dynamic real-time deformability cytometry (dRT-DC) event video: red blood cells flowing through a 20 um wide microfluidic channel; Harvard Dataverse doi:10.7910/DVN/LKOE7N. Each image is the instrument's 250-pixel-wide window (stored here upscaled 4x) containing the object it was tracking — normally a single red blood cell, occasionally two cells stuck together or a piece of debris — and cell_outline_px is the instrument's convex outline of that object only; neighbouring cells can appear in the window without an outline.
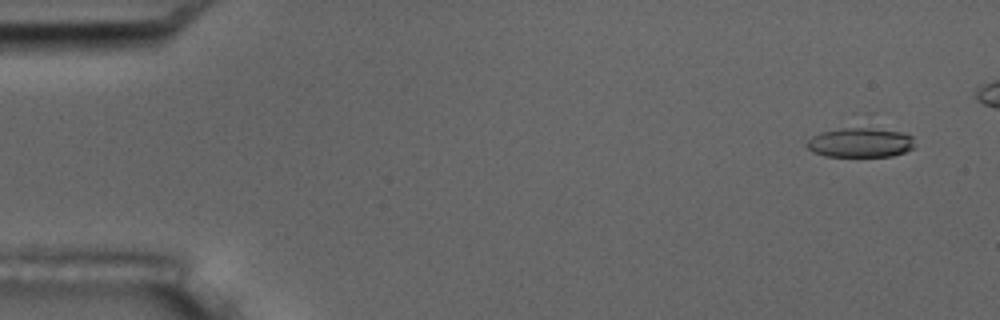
{"species": "common noctule bat (a hibernating species)", "species_latin": "Nyctalus noctula", "temperature_condition": "room temperature", "stored_images_in_passage": 6, "camera_frame_rate_fps": 3000, "um_per_image_px": 0.085, "animal": {"sex": "male", "body_mass_g": 17.5, "forearm_length_mm": 52.3}, "frame": {"image": 1, "passage_image": 1, "time_ms": 0.0, "image_size_px": [1000, 320], "cell_outline_px": [[916, 148], [892, 156], [824, 156], [812, 152], [804, 144], [812, 136], [820, 132], [840, 128], [868, 124], [904, 132], [912, 136]], "centroid_in_image_um": [73.16, 12.06], "position_along_channel_um": 11.8, "area_um2": 19.65}}